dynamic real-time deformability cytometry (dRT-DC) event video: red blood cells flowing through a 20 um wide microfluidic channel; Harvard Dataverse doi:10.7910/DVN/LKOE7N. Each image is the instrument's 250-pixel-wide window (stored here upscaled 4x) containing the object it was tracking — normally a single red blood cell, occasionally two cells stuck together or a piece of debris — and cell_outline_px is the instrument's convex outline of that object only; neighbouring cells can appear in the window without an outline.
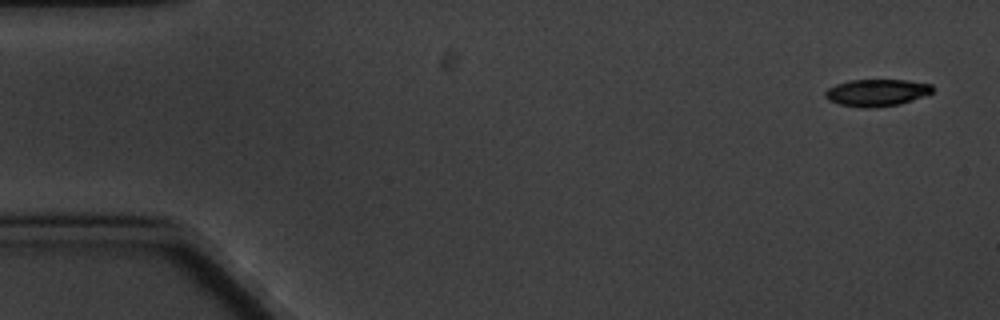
{"species": "common noctule bat (a hibernating species)", "species_latin": "Nyctalus noctula", "temperature_condition": "cold", "stored_images_in_passage": 6, "camera_frame_rate_fps": 3000, "um_per_image_px": 0.085, "animal": {"sex": "male", "body_mass_g": 20.1, "forearm_length_mm": 53.5}, "frame": {"image": 1, "passage_image": 1, "time_ms": 0.0, "image_size_px": [1000, 320], "cell_outline_px": [[932, 92], [924, 96], [900, 104], [868, 108], [864, 108], [840, 104], [828, 100], [824, 96], [824, 92], [828, 88], [836, 84], [848, 80], [908, 80], [932, 84]], "centroid_in_image_um": [74.5, 7.87], "position_along_channel_um": 10.5, "area_um2": 16.88}}
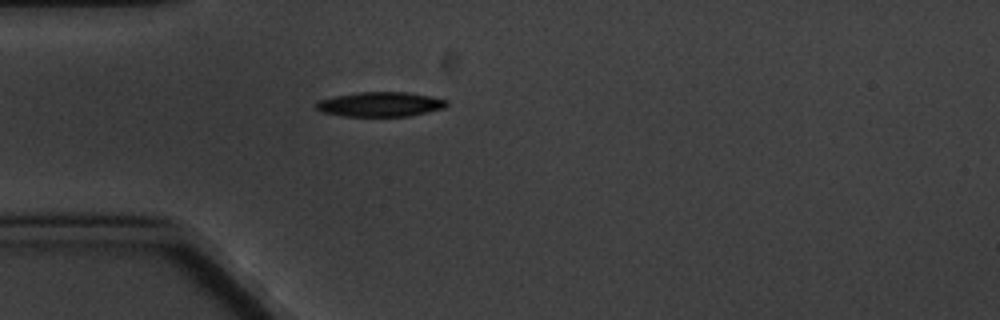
{"frame": {"image": 2, "passage_image": 5, "time_ms": 4.667, "image_size_px": [1000, 320], "cell_outline_px": [[448, 104], [444, 108], [428, 112], [408, 116], [344, 116], [320, 112], [316, 108], [316, 104], [320, 100], [336, 96], [360, 92], [408, 92], [448, 100]], "centroid_in_image_um": [32.34, 8.87], "position_along_channel_um": 52.7, "area_um2": 18.61}}